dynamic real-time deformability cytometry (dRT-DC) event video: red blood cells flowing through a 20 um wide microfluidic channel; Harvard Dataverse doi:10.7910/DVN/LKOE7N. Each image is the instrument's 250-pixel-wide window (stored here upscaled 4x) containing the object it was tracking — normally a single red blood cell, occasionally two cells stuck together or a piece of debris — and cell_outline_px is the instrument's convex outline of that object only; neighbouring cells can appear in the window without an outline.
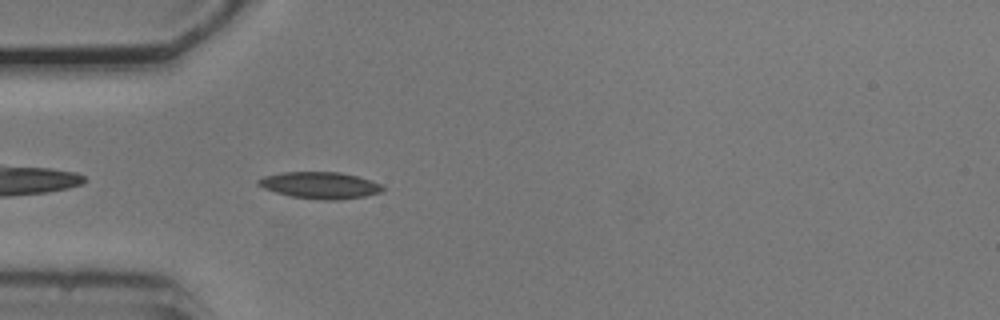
{"species": "common noctule bat (a hibernating species)", "species_latin": "Nyctalus noctula", "temperature_condition": "cold", "stored_images_in_passage": 41, "camera_frame_rate_fps": 3000, "um_per_image_px": 0.085, "animal": {"sex": "male", "body_mass_g": 20.5, "forearm_length_mm": 52.5}, "frame": {"image": 1, "passage_image": 3, "time_ms": 0.667, "image_size_px": [1000, 320], "cell_outline_px": [[384, 188], [380, 192], [364, 196], [336, 200], [324, 200], [292, 196], [276, 192], [264, 188], [256, 184], [256, 180], [264, 176], [284, 172], [340, 172], [356, 176], [380, 184]], "centroid_in_image_um": [27.16, 15.74], "position_along_channel_um": 57.8, "area_um2": 19.02}}
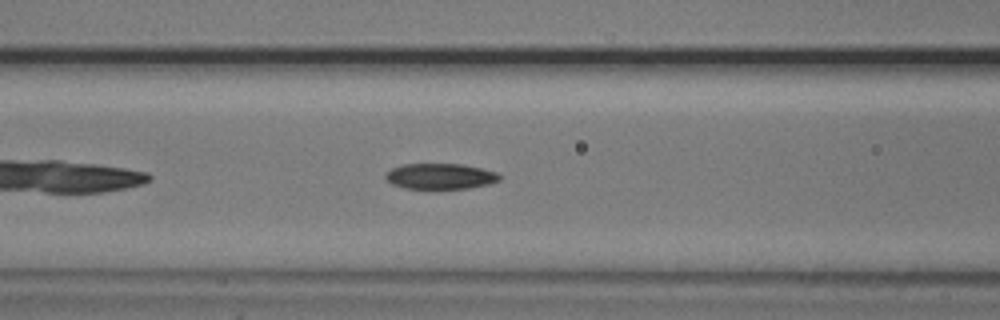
{"frame": {"image": 2, "passage_image": 9, "time_ms": 2.667, "image_size_px": [1000, 320], "cell_outline_px": [[500, 180], [488, 184], [468, 188], [404, 188], [392, 184], [384, 176], [392, 168], [400, 164], [460, 164], [480, 168], [496, 172], [500, 176]], "centroid_in_image_um": [37.41, 14.97], "position_along_channel_um": 129.2, "area_um2": 16.82}}
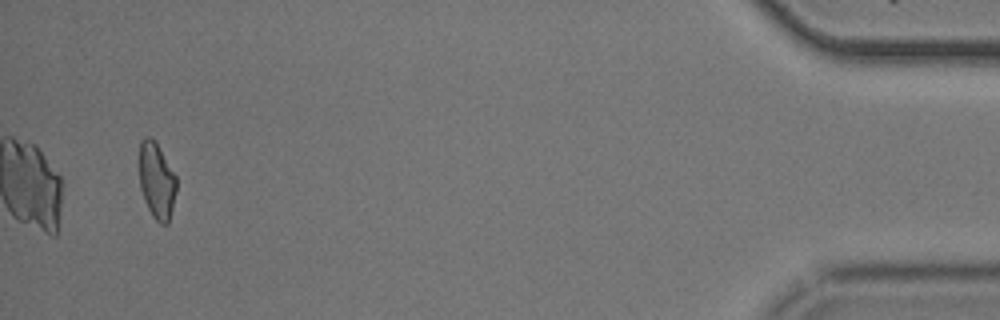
{"frame": {"image": 3, "passage_image": 39, "time_ms": 12.667, "image_size_px": [1000, 320], "cell_outline_px": [[176, 192], [168, 224], [160, 224], [152, 216], [144, 200], [140, 188], [140, 140], [144, 136], [148, 136], [156, 144], [176, 176]], "centroid_in_image_um": [13.31, 15.4], "position_along_channel_um": 421.9, "area_um2": 16.18}, "authors_computed_cell_mechanics": {"area_um2": 17.3978, "velocity_mm_per_s": 3.7223, "shape_relaxation_time_tau1_ms": null, "shape_relaxation_time_tau2_ms": 4.3186, "deformation_change_tau1": null, "deformation_change_tau2": 0.1062}}